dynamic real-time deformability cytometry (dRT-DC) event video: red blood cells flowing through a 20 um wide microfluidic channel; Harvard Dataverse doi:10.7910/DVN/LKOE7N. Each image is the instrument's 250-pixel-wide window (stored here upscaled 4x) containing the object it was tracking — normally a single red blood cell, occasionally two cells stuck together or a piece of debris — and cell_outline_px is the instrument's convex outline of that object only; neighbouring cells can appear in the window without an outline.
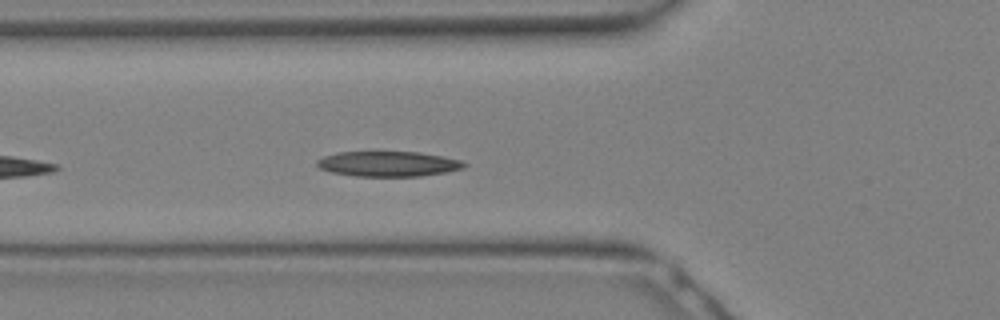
{"species": "Egyptian fruit bat (a non-hibernating species)", "species_latin": "Rousettus aegyptiacus", "temperature_condition": "warm", "stored_images_in_passage": 24, "camera_frame_rate_fps": 3000, "um_per_image_px": 0.085, "animal": {"sex": "female"}, "frame": {"image": 1, "passage_image": 10, "time_ms": 3.0, "image_size_px": [1000, 320], "cell_outline_px": [[468, 164], [464, 168], [444, 172], [420, 176], [356, 176], [332, 172], [320, 168], [316, 164], [316, 160], [324, 156], [336, 152], [420, 152], [444, 156], [464, 160]], "centroid_in_image_um": [33.04, 13.92], "position_along_channel_um": 92.8, "area_um2": 21.68}}
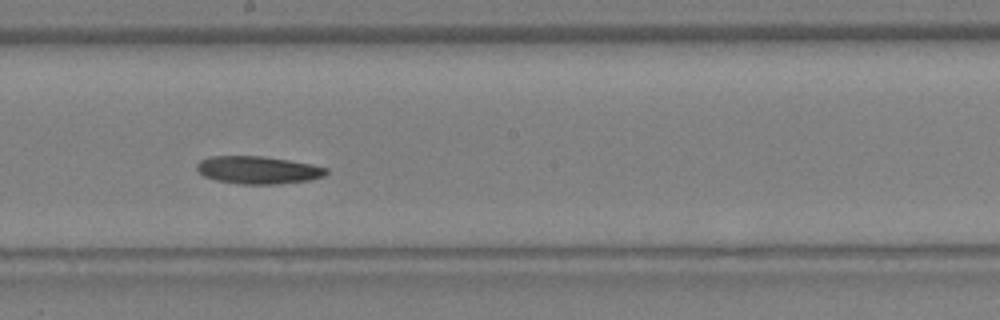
{"frame": {"image": 2, "passage_image": 16, "time_ms": 5.0, "image_size_px": [1000, 320], "cell_outline_px": [[328, 172], [324, 176], [308, 180], [276, 184], [240, 184], [216, 180], [204, 176], [196, 168], [196, 164], [200, 160], [208, 156], [264, 156], [312, 164], [328, 168]], "centroid_in_image_um": [21.92, 14.44], "position_along_channel_um": 226.3, "area_um2": 20.87}}
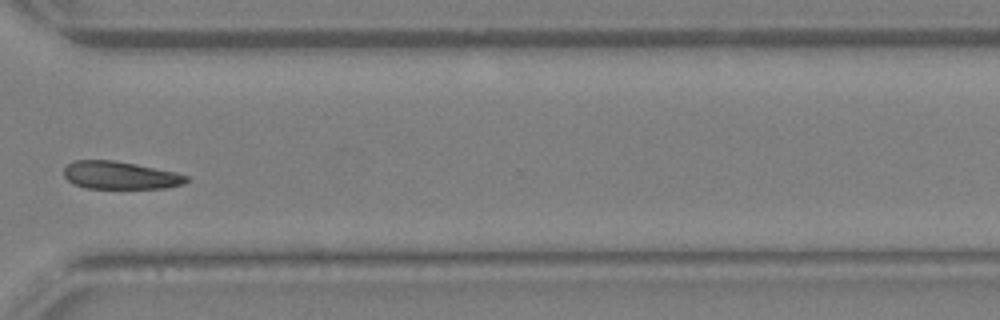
{"frame": {"image": 3, "passage_image": 22, "time_ms": 7.0, "image_size_px": [1000, 320], "cell_outline_px": [[188, 180], [184, 184], [168, 188], [84, 188], [72, 184], [64, 176], [64, 168], [72, 160], [112, 160], [136, 164], [176, 172], [188, 176]], "centroid_in_image_um": [10.2, 14.9], "position_along_channel_um": 360.4, "area_um2": 19.94}}